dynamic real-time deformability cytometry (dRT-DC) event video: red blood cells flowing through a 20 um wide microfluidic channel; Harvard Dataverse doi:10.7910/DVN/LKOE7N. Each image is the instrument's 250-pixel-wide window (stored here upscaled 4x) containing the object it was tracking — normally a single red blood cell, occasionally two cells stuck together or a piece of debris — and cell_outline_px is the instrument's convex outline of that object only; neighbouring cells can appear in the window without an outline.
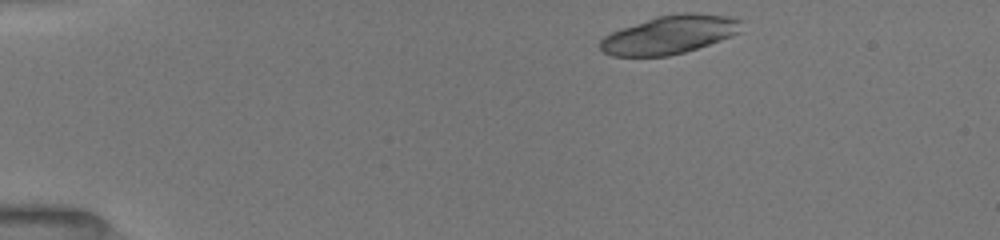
{"species": "common noctule bat (a hibernating species)", "species_latin": "Nyctalus noctula", "temperature_condition": "room temperature", "stored_images_in_passage": 11, "camera_frame_rate_fps": 3000, "um_per_image_px": 0.085, "animal": {"sex": "female", "body_mass_g": 19.5, "forearm_length_mm": 54.1}, "frame": {"image": 1, "passage_image": 1, "time_ms": 0.0, "image_size_px": [1000, 240], "cell_outline_px": [[744, 20], [740, 32], [732, 36], [684, 52], [668, 56], [612, 56], [604, 52], [600, 48], [600, 40], [604, 36], [612, 32], [656, 16], [684, 12], [696, 12], [728, 16]], "centroid_in_image_um": [56.95, 2.93], "position_along_channel_um": 28.0, "area_um2": 31.56}}